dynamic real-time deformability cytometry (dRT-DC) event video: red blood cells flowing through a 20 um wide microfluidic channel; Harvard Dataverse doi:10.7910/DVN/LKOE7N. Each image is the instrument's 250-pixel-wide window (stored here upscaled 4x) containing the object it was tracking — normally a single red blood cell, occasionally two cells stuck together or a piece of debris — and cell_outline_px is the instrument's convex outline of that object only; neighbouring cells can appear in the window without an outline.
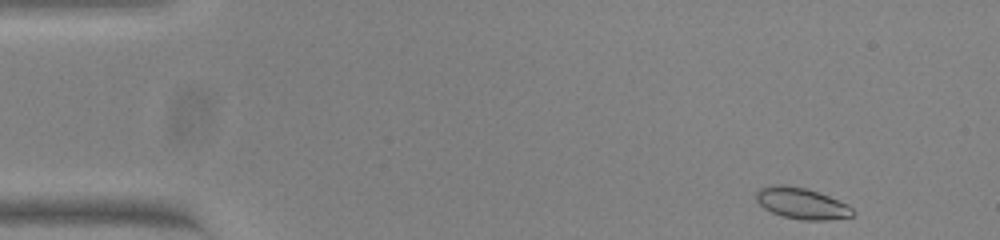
{"species": "common noctule bat (a hibernating species)", "species_latin": "Nyctalus noctula", "temperature_condition": "warm", "stored_images_in_passage": 50, "camera_frame_rate_fps": 3000, "um_per_image_px": 0.085, "animal": {"sex": "female", "body_mass_g": 23.0, "forearm_length_mm": 53.4}, "frame": {"image": 1, "passage_image": 1, "time_ms": 0.0, "image_size_px": [1000, 240], "cell_outline_px": [[856, 212], [852, 216], [828, 220], [800, 220], [784, 216], [772, 212], [764, 208], [756, 200], [756, 192], [760, 188], [772, 184], [784, 184], [804, 188], [828, 196], [848, 204]], "centroid_in_image_um": [68.14, 17.28], "position_along_channel_um": 16.9, "area_um2": 17.51}}
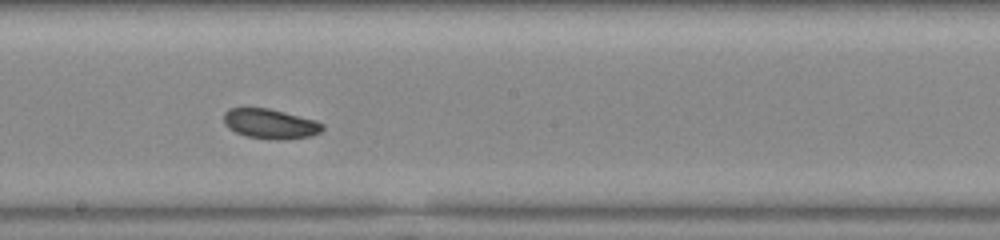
{"frame": {"image": 2, "passage_image": 26, "time_ms": 8.333, "image_size_px": [1000, 240], "cell_outline_px": [[324, 128], [320, 132], [312, 136], [280, 140], [272, 140], [244, 136], [228, 128], [224, 124], [224, 112], [228, 108], [268, 108], [316, 120], [324, 124]], "centroid_in_image_um": [22.97, 10.53], "position_along_channel_um": 225.2, "area_um2": 17.34}}
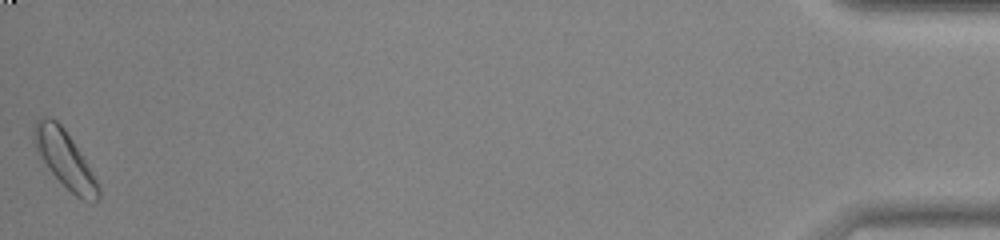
{"frame": {"image": 3, "passage_image": 50, "time_ms": 16.333, "image_size_px": [1000, 240], "cell_outline_px": [[100, 200], [84, 200], [76, 196], [52, 172], [36, 152], [32, 144], [32, 136], [36, 120], [44, 116], [48, 116], [56, 120], [64, 128], [72, 140], [92, 172], [100, 188]], "centroid_in_image_um": [5.47, 13.48], "position_along_channel_um": 429.7, "area_um2": 20.92}}